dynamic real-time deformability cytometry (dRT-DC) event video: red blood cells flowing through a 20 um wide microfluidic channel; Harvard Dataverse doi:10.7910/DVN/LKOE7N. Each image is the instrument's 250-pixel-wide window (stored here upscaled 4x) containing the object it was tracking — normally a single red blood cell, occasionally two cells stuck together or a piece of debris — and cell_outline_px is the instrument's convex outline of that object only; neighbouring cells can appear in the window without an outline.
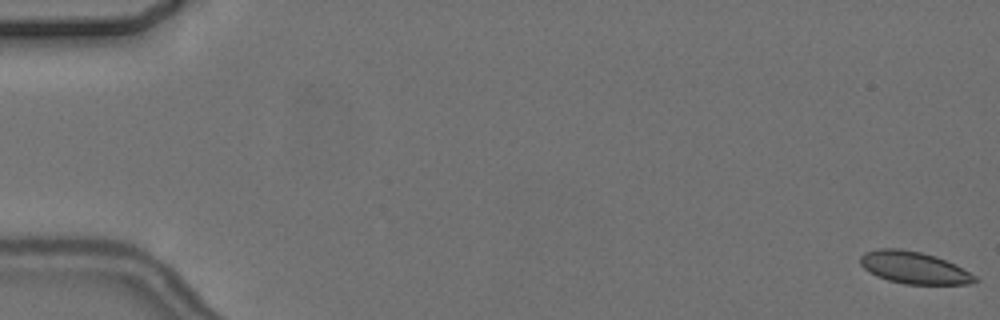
{"species": "common noctule bat (a hibernating species)", "species_latin": "Nyctalus noctula", "temperature_condition": "cold", "stored_images_in_passage": 6, "camera_frame_rate_fps": 3000, "um_per_image_px": 0.085, "animal": {"sex": "female", "body_mass_g": 24.6, "forearm_length_mm": 56.2}, "frame": {"image": 1, "passage_image": 1, "time_ms": 0.0, "image_size_px": [1000, 320], "cell_outline_px": [[980, 280], [972, 284], [904, 284], [888, 280], [876, 276], [864, 268], [860, 264], [860, 256], [864, 252], [876, 248], [900, 248], [920, 252], [936, 256], [956, 264], [976, 276]], "centroid_in_image_um": [77.69, 22.75], "position_along_channel_um": 7.3, "area_um2": 21.68}}
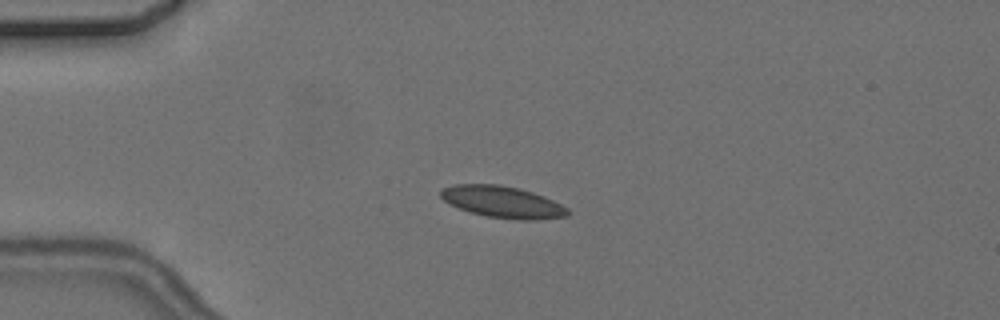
{"frame": {"image": 2, "passage_image": 4, "time_ms": 4.667, "image_size_px": [1000, 320], "cell_outline_px": [[568, 216], [536, 220], [520, 220], [488, 216], [468, 212], [448, 204], [440, 196], [440, 192], [444, 188], [456, 184], [500, 184], [532, 192], [544, 196], [568, 208]], "centroid_in_image_um": [42.7, 17.17], "position_along_channel_um": 42.3, "area_um2": 23.35}}
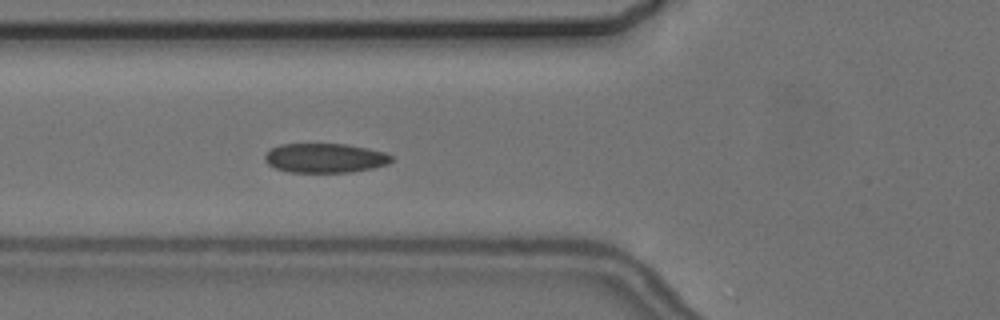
{"frame": {"image": 3, "passage_image": 6, "time_ms": 7.0, "image_size_px": [1000, 320], "cell_outline_px": [[392, 160], [388, 164], [372, 168], [352, 172], [288, 172], [276, 168], [268, 164], [264, 160], [264, 156], [272, 148], [280, 144], [348, 144], [368, 148], [384, 152], [392, 156]], "centroid_in_image_um": [27.63, 13.43], "position_along_channel_um": 98.2, "area_um2": 21.68}}